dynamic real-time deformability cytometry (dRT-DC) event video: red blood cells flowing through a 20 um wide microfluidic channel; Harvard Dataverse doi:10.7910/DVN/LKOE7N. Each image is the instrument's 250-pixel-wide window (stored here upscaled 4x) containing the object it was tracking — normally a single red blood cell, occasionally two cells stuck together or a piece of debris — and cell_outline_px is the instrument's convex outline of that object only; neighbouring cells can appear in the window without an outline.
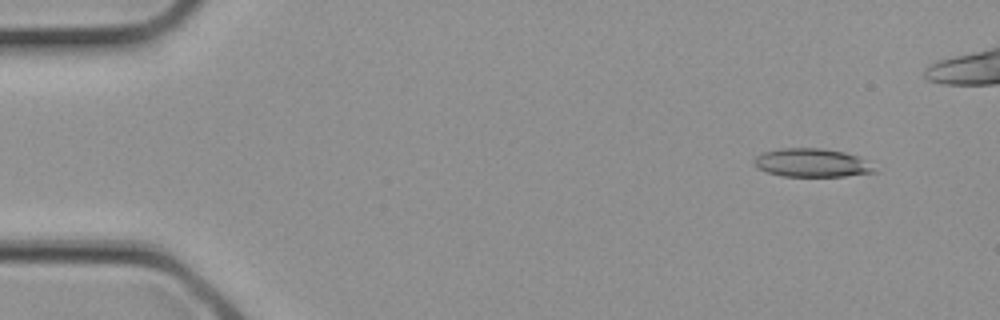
{"species": "common noctule bat (a hibernating species)", "species_latin": "Nyctalus noctula", "temperature_condition": "cold", "stored_images_in_passage": 3, "camera_frame_rate_fps": 3000, "um_per_image_px": 0.085, "animal": {"sex": "female", "body_mass_g": 21.9}, "frame": {"image": 1, "passage_image": 1, "time_ms": 0.0, "image_size_px": [1000, 320], "cell_outline_px": [[876, 172], [844, 176], [784, 176], [768, 172], [760, 168], [756, 164], [756, 156], [764, 152], [780, 148], [820, 148], [844, 152], [856, 156], [864, 160]], "centroid_in_image_um": [68.99, 13.83], "position_along_channel_um": 16.0, "area_um2": 19.36}}